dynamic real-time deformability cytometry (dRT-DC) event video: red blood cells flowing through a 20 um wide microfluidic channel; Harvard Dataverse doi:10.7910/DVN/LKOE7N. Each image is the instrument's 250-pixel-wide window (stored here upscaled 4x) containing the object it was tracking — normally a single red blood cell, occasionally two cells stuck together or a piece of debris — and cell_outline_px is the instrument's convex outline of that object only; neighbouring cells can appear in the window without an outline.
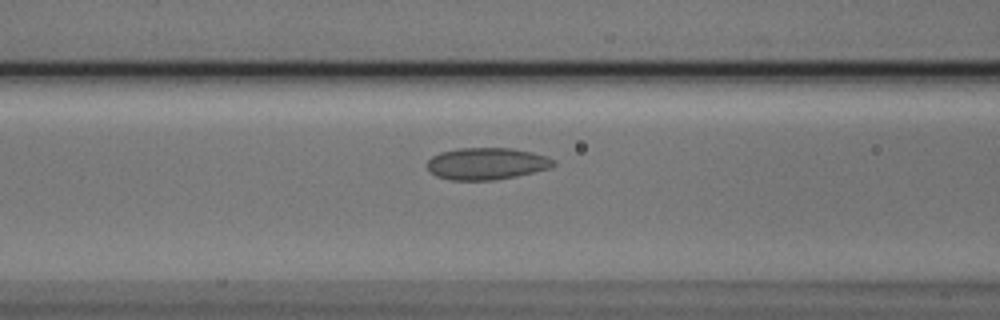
{"species": "Egyptian fruit bat (a non-hibernating species)", "species_latin": "Rousettus aegyptiacus", "temperature_condition": "cold", "stored_images_in_passage": 55, "camera_frame_rate_fps": 3000, "um_per_image_px": 0.085, "animal": {"sex": "male"}, "frame": {"image": 1, "passage_image": 23, "time_ms": 7.333, "image_size_px": [1000, 320], "cell_outline_px": [[556, 164], [552, 168], [516, 176], [496, 180], [452, 180], [436, 176], [428, 168], [428, 160], [432, 156], [440, 152], [460, 148], [512, 148], [544, 156], [556, 160]], "centroid_in_image_um": [41.38, 13.91], "position_along_channel_um": 125.2, "area_um2": 23.41}}
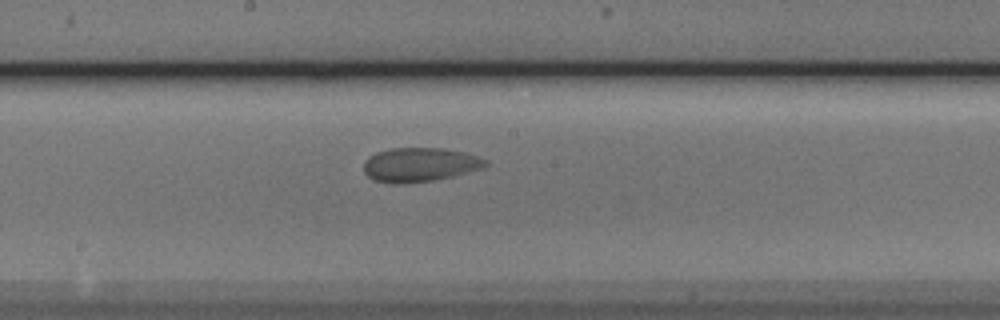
{"frame": {"image": 2, "passage_image": 30, "time_ms": 9.667, "image_size_px": [1000, 320], "cell_outline_px": [[488, 164], [480, 168], [452, 176], [432, 180], [404, 184], [392, 184], [376, 180], [368, 176], [364, 172], [364, 160], [368, 156], [376, 152], [392, 148], [440, 148], [464, 152], [488, 160]], "centroid_in_image_um": [35.63, 13.99], "position_along_channel_um": 212.6, "area_um2": 24.04}}
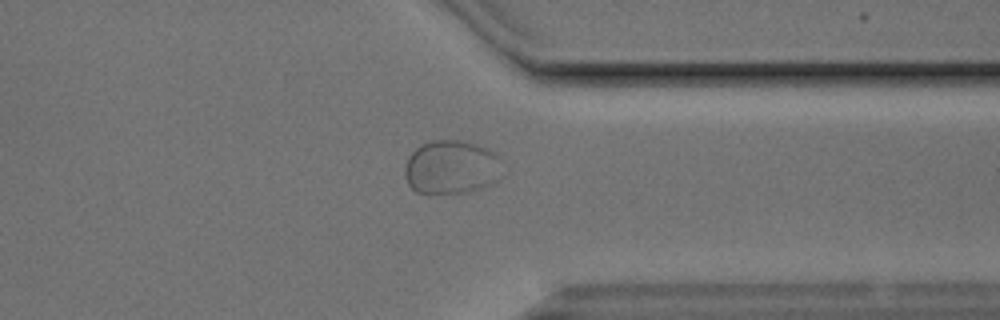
{"frame": {"image": 3, "passage_image": 43, "time_ms": 14.0, "image_size_px": [1000, 320], "cell_outline_px": [[500, 156], [496, 180], [480, 188], [468, 192], [428, 196], [416, 192], [408, 184], [404, 176], [404, 168], [408, 156], [416, 148], [432, 140], [464, 140], [476, 144]], "centroid_in_image_um": [38.27, 14.24], "position_along_channel_um": 373.1, "area_um2": 30.75}}